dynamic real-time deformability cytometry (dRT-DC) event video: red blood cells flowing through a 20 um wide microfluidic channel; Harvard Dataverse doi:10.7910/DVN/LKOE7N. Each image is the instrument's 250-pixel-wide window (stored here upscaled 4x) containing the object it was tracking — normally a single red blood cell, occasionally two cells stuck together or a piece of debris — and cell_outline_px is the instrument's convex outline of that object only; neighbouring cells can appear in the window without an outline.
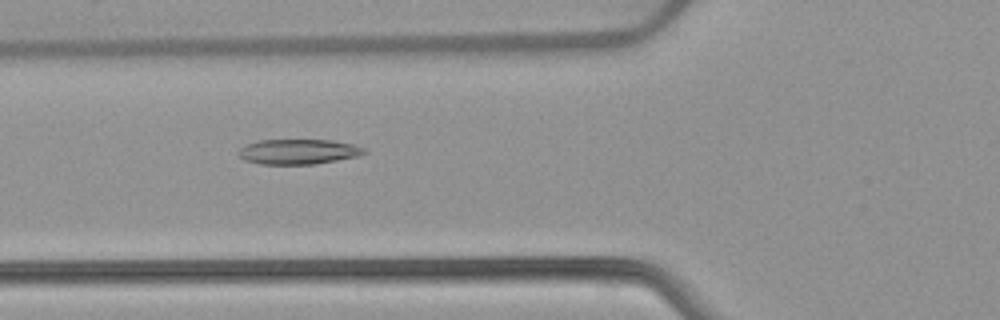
{"species": "common noctule bat (a hibernating species)", "species_latin": "Nyctalus noctula", "temperature_condition": "warm", "stored_images_in_passage": 53, "camera_frame_rate_fps": 3000, "um_per_image_px": 0.085, "animal": {"sex": "female", "body_mass_g": 22.7, "forearm_length_mm": 54.2}, "frame": {"image": 1, "passage_image": 20, "time_ms": 6.333, "image_size_px": [1000, 320], "cell_outline_px": [[368, 152], [360, 156], [316, 164], [260, 164], [244, 160], [236, 152], [244, 144], [260, 140], [332, 140], [352, 144], [364, 148]], "centroid_in_image_um": [25.35, 12.89], "position_along_channel_um": 100.4, "area_um2": 18.55}}
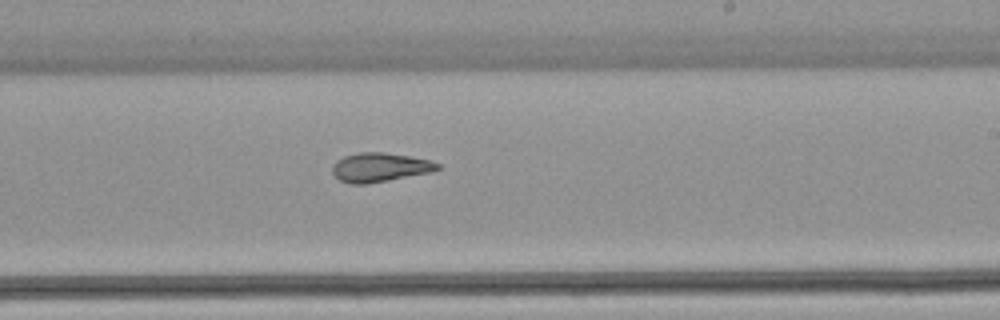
{"frame": {"image": 2, "passage_image": 32, "time_ms": 10.333, "image_size_px": [1000, 320], "cell_outline_px": [[440, 168], [428, 172], [368, 184], [352, 184], [340, 180], [332, 172], [332, 168], [336, 160], [344, 156], [360, 152], [384, 152], [432, 160], [440, 164]], "centroid_in_image_um": [32.26, 14.21], "position_along_channel_um": 256.7, "area_um2": 17.63}}
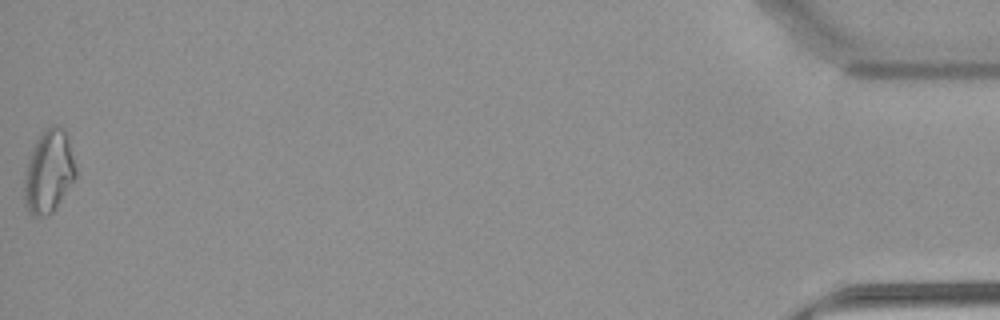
{"frame": {"image": 3, "passage_image": 53, "time_ms": 17.333, "image_size_px": [1000, 320], "cell_outline_px": [[76, 176], [52, 212], [48, 216], [32, 216], [28, 212], [24, 204], [24, 176], [28, 160], [36, 140], [40, 132], [52, 124], [56, 124], [64, 128], [76, 168]], "centroid_in_image_um": [4.11, 14.58], "position_along_channel_um": 431.1, "area_um2": 24.74}, "authors_computed_cell_mechanics": {"area_um2": 19.8254, "velocity_mm_per_s": 3.9081, "shape_relaxation_time_tau1_ms": null, "shape_relaxation_time_tau2_ms": 3.8436, "deformation_change_tau1": null, "deformation_change_tau2": 0.1132}}